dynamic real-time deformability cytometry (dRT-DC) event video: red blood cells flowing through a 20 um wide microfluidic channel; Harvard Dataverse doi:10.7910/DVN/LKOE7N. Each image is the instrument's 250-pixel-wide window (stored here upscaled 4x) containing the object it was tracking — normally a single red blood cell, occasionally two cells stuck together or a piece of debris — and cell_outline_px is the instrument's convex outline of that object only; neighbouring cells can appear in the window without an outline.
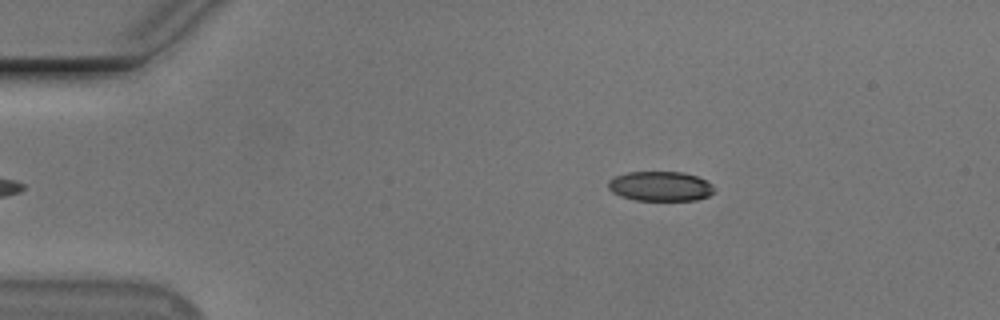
{"species": "Egyptian fruit bat (a non-hibernating species)", "species_latin": "Rousettus aegyptiacus", "temperature_condition": "cold", "stored_images_in_passage": 48, "camera_frame_rate_fps": 3000, "um_per_image_px": 0.085, "animal": {"sex": "male"}, "frame": {"image": 1, "passage_image": 3, "time_ms": 0.667, "image_size_px": [1000, 320], "cell_outline_px": [[712, 192], [708, 196], [696, 200], [636, 200], [620, 196], [612, 192], [608, 188], [608, 180], [616, 176], [628, 172], [680, 172], [696, 176], [712, 184]], "centroid_in_image_um": [56.08, 15.83], "position_along_channel_um": 28.9, "area_um2": 18.15}}
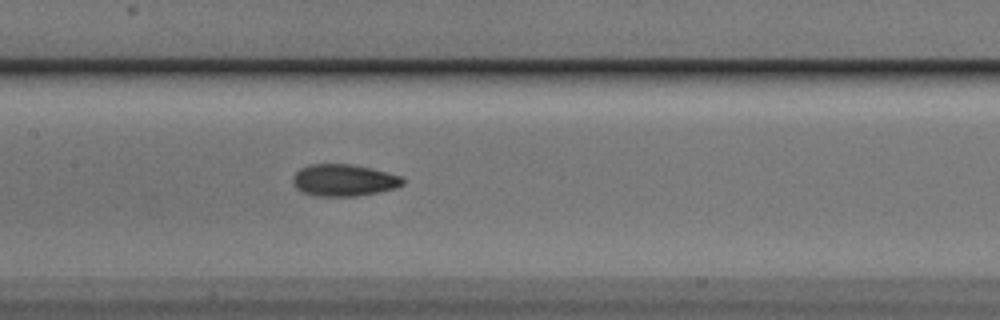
{"frame": {"image": 2, "passage_image": 20, "time_ms": 6.333, "image_size_px": [1000, 320], "cell_outline_px": [[404, 184], [396, 188], [380, 192], [356, 196], [316, 196], [304, 192], [296, 188], [292, 184], [292, 176], [300, 168], [308, 164], [348, 164], [368, 168], [400, 176], [404, 180]], "centroid_in_image_um": [29.18, 15.33], "position_along_channel_um": 178.2, "area_um2": 20.35}}
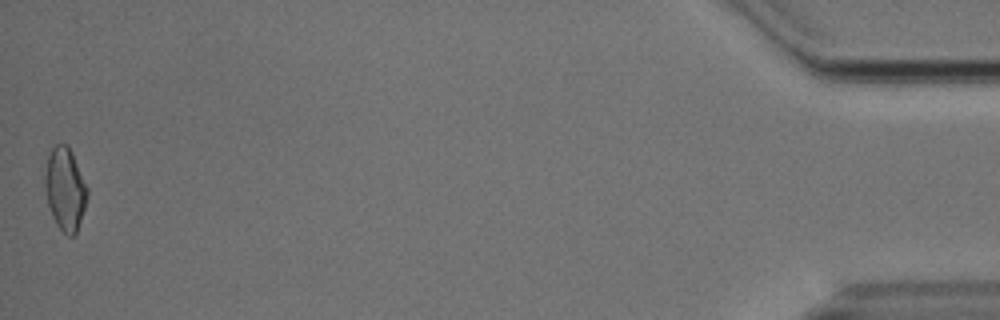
{"frame": {"image": 3, "passage_image": 48, "time_ms": 15.667, "image_size_px": [1000, 320], "cell_outline_px": [[88, 196], [76, 232], [72, 236], [68, 236], [56, 224], [52, 216], [48, 204], [44, 188], [44, 176], [48, 156], [52, 148], [56, 144], [68, 144], [72, 152], [88, 188]], "centroid_in_image_um": [5.52, 16.04], "position_along_channel_um": 429.7, "area_um2": 20.35}, "authors_computed_cell_mechanics": {"area_um2": 19.7676, "velocity_mm_per_s": 3.722, "shape_relaxation_time_tau1_ms": 9.7145, "shape_relaxation_time_tau2_ms": 1.9536, "deformation_change_tau1": 0.2019, "deformation_change_tau2": 0.0747}}